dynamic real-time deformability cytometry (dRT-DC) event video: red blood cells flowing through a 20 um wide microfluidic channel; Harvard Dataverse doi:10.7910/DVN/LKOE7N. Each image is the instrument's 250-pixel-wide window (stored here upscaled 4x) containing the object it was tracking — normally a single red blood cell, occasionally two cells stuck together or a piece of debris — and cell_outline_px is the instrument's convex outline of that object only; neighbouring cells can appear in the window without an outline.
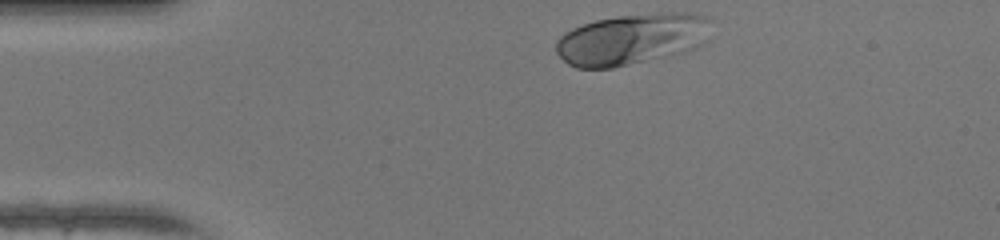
{"species": "human", "species_latin": "Homo sapiens", "temperature_condition": "warm", "stored_images_in_passage": 31, "camera_frame_rate_fps": 3000, "um_per_image_px": 0.085, "donor": {"sex": "female"}, "frame": {"image": 1, "passage_image": 1, "time_ms": 0.0, "image_size_px": [1000, 240], "cell_outline_px": [[712, 20], [708, 40], [704, 44], [696, 48], [672, 56], [612, 68], [576, 68], [568, 64], [556, 52], [556, 40], [564, 32], [572, 28], [596, 20], [620, 16], [664, 12], [696, 12]], "centroid_in_image_um": [53.77, 3.33], "position_along_channel_um": 31.2, "area_um2": 46.99}}
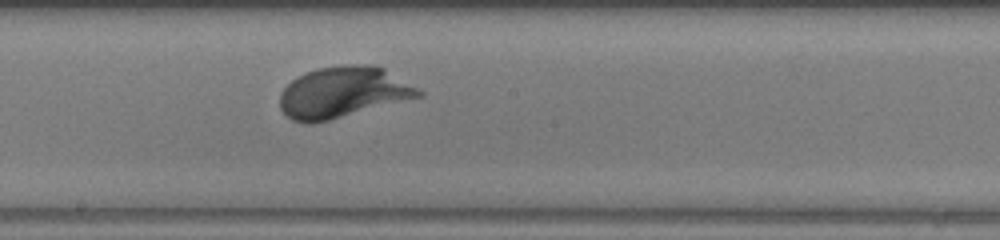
{"frame": {"image": 2, "passage_image": 18, "time_ms": 5.667, "image_size_px": [1000, 240], "cell_outline_px": [[424, 96], [312, 124], [308, 124], [292, 120], [280, 108], [280, 92], [296, 76], [316, 68], [340, 64], [376, 64], [384, 68], [424, 92]], "centroid_in_image_um": [29.15, 7.83], "position_along_channel_um": 219.0, "area_um2": 41.44}}
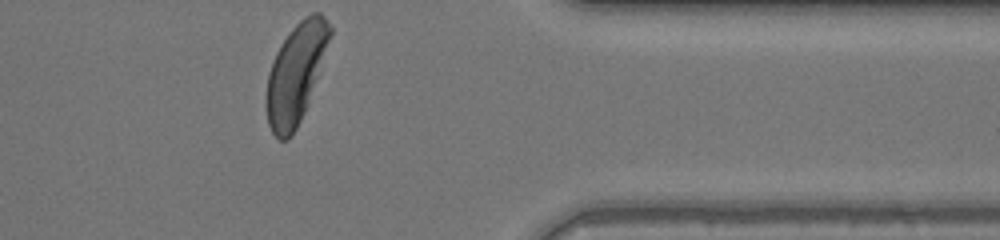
{"frame": {"image": 3, "passage_image": 31, "time_ms": 10.0, "image_size_px": [1000, 240], "cell_outline_px": [[332, 32], [308, 104], [296, 128], [288, 140], [280, 140], [272, 132], [268, 124], [264, 104], [264, 100], [268, 72], [272, 60], [280, 44], [292, 28], [304, 16], [312, 12], [320, 12], [324, 16], [332, 28]], "centroid_in_image_um": [25.1, 6.25], "position_along_channel_um": 386.3, "area_um2": 36.93}, "authors_computed_cell_mechanics": {"area_um2": 39.882, "velocity_mm_per_s": 4.2257, "shape_relaxation_time_tau1_ms": 1.6563, "shape_relaxation_time_tau2_ms": null, "deformation_change_tau1": 0.148, "deformation_change_tau2": null}}